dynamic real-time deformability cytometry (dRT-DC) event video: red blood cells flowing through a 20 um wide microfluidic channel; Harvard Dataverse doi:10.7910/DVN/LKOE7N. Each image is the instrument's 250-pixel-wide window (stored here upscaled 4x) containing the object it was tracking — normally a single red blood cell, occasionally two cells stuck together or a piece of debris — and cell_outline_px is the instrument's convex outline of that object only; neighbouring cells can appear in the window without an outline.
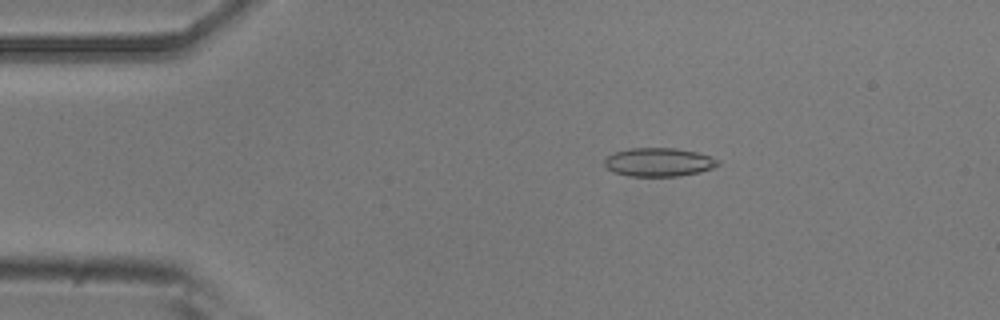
{"species": "common noctule bat (a hibernating species)", "species_latin": "Nyctalus noctula", "temperature_condition": "room temperature", "stored_images_in_passage": 52, "camera_frame_rate_fps": 3000, "um_per_image_px": 0.085, "animal": {"sex": "male", "body_mass_g": 20.5, "forearm_length_mm": 52.5}, "frame": {"image": 1, "passage_image": 9, "time_ms": 2.667, "image_size_px": [1000, 320], "cell_outline_px": [[720, 164], [712, 168], [700, 172], [680, 176], [628, 176], [612, 172], [604, 164], [604, 160], [608, 156], [616, 152], [632, 148], [676, 148], [696, 152], [712, 156], [720, 160]], "centroid_in_image_um": [56.03, 13.79], "position_along_channel_um": 29.0, "area_um2": 18.96}}
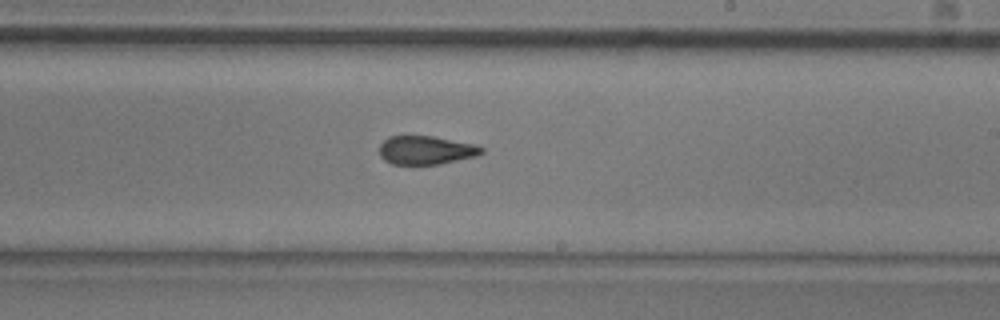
{"frame": {"image": 2, "passage_image": 30, "time_ms": 9.667, "image_size_px": [1000, 320], "cell_outline_px": [[484, 152], [476, 156], [436, 164], [392, 164], [384, 160], [380, 156], [380, 144], [388, 136], [432, 136], [472, 144], [484, 148]], "centroid_in_image_um": [36.17, 12.76], "position_along_channel_um": 252.8, "area_um2": 16.76}}
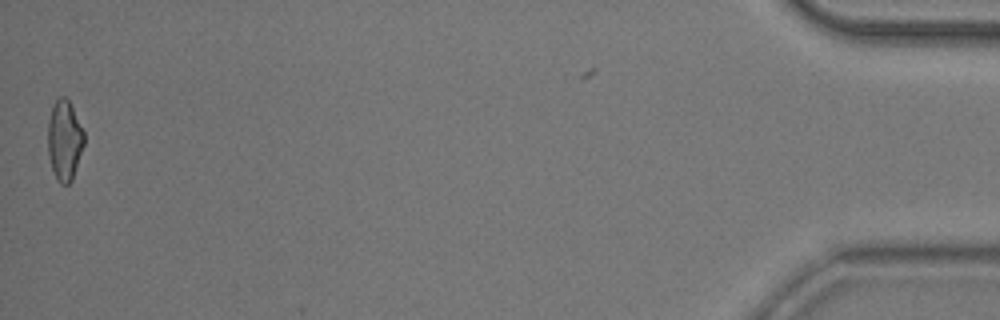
{"frame": {"image": 3, "passage_image": 51, "time_ms": 16.667, "image_size_px": [1000, 320], "cell_outline_px": [[84, 144], [72, 180], [68, 184], [60, 184], [56, 180], [48, 156], [48, 120], [52, 108], [56, 100], [60, 96], [64, 96], [68, 100], [84, 132]], "centroid_in_image_um": [5.47, 11.95], "position_along_channel_um": 429.7, "area_um2": 16.76}, "authors_computed_cell_mechanics": {"area_um2": 17.8313, "velocity_mm_per_s": 3.9039, "shape_relaxation_time_tau1_ms": 4.0888, "shape_relaxation_time_tau2_ms": 1.9184, "deformation_change_tau1": 0.1395, "deformation_change_tau2": 0.0935}}